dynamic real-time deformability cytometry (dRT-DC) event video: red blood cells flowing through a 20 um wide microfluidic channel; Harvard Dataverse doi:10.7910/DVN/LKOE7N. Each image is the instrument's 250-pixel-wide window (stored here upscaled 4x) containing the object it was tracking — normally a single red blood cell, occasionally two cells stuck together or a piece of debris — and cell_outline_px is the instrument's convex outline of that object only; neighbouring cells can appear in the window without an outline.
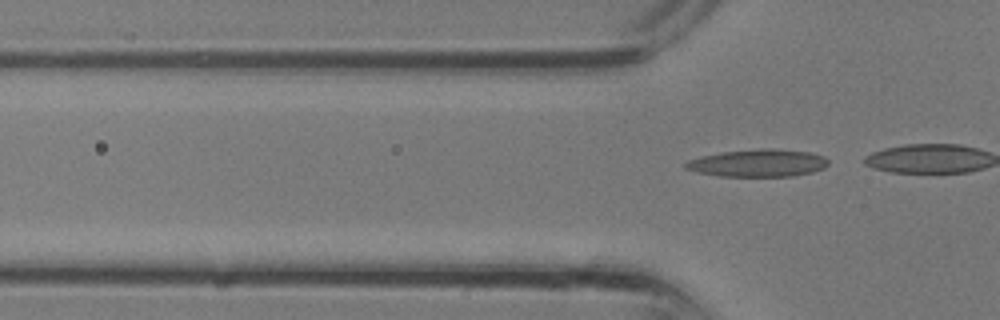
{"species": "common noctule bat (a hibernating species)", "species_latin": "Nyctalus noctula", "temperature_condition": "room temperature", "stored_images_in_passage": 4, "camera_frame_rate_fps": 3000, "um_per_image_px": 0.085, "animal": {"sex": "male", "body_mass_g": 13.3}, "frame": {"image": 1, "passage_image": 4, "time_ms": 1.0, "image_size_px": [1000, 320], "cell_outline_px": [[828, 164], [824, 168], [812, 172], [792, 176], [720, 176], [696, 172], [684, 168], [684, 164], [688, 160], [704, 156], [724, 152], [760, 148], [772, 148], [812, 152], [824, 156], [828, 160]], "centroid_in_image_um": [64.46, 13.85], "position_along_channel_um": 61.3, "area_um2": 22.83}}